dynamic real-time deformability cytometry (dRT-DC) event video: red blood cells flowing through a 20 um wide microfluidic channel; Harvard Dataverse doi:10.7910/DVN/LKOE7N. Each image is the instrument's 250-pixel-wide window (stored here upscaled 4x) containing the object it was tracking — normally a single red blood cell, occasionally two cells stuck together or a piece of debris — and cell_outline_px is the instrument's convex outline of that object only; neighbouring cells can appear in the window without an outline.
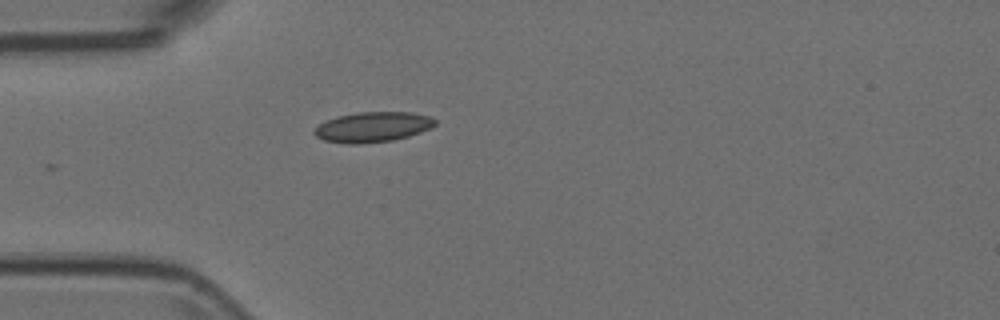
{"species": "Egyptian fruit bat (a non-hibernating species)", "species_latin": "Rousettus aegyptiacus", "temperature_condition": "room temperature", "stored_images_in_passage": 6, "camera_frame_rate_fps": 3000, "um_per_image_px": 0.085, "animal": {"sex": "female"}, "frame": {"image": 1, "passage_image": 1, "time_ms": 0.0, "image_size_px": [1000, 320], "cell_outline_px": [[436, 124], [420, 132], [408, 136], [392, 140], [356, 144], [348, 144], [324, 140], [316, 136], [312, 132], [320, 124], [336, 116], [356, 112], [412, 112], [432, 116], [436, 120]], "centroid_in_image_um": [31.69, 10.78], "position_along_channel_um": 53.3, "area_um2": 21.15}}
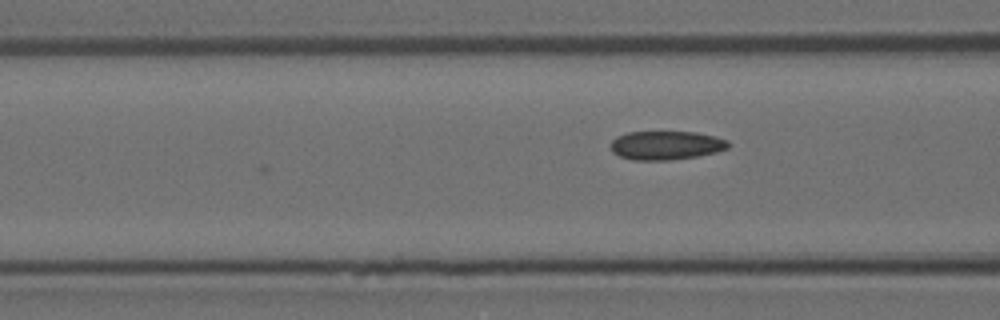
{"frame": {"image": 2, "passage_image": 6, "time_ms": 1.667, "image_size_px": [1000, 320], "cell_outline_px": [[732, 144], [728, 148], [716, 152], [696, 156], [668, 160], [636, 160], [620, 156], [612, 152], [612, 140], [616, 136], [628, 132], [696, 132], [716, 136], [728, 140]], "centroid_in_image_um": [56.65, 12.34], "position_along_channel_um": 109.9, "area_um2": 19.71}}